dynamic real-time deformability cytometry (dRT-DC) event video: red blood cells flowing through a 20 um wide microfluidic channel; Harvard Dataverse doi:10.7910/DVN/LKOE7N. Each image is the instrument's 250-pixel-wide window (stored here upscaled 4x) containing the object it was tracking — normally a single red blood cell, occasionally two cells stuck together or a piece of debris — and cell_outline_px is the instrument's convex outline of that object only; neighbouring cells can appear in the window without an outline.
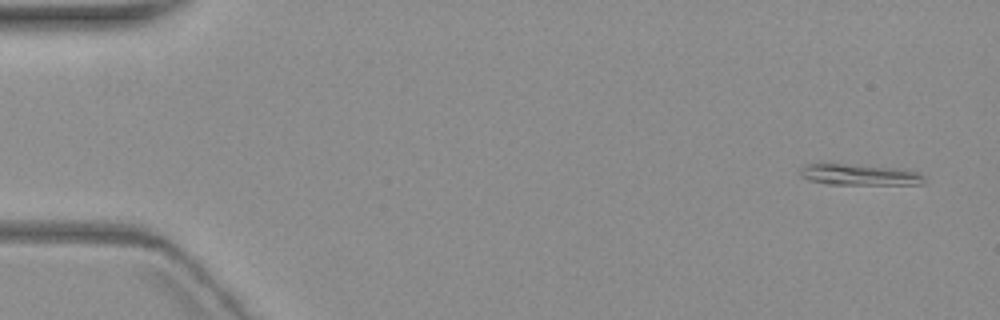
{"species": "common noctule bat (a hibernating species)", "species_latin": "Nyctalus noctula", "temperature_condition": "warm", "stored_images_in_passage": 5, "camera_frame_rate_fps": 3000, "um_per_image_px": 0.085, "animal": {"sex": "female", "body_mass_g": 19.3, "forearm_length_mm": 54.1}, "frame": {"image": 1, "passage_image": 1, "time_ms": 0.0, "image_size_px": [1000, 320], "cell_outline_px": [[924, 184], [828, 184], [808, 180], [800, 176], [800, 168], [804, 164], [844, 164], [904, 168], [916, 172], [924, 176]], "centroid_in_image_um": [73.04, 14.84], "position_along_channel_um": 12.0, "area_um2": 15.26}}